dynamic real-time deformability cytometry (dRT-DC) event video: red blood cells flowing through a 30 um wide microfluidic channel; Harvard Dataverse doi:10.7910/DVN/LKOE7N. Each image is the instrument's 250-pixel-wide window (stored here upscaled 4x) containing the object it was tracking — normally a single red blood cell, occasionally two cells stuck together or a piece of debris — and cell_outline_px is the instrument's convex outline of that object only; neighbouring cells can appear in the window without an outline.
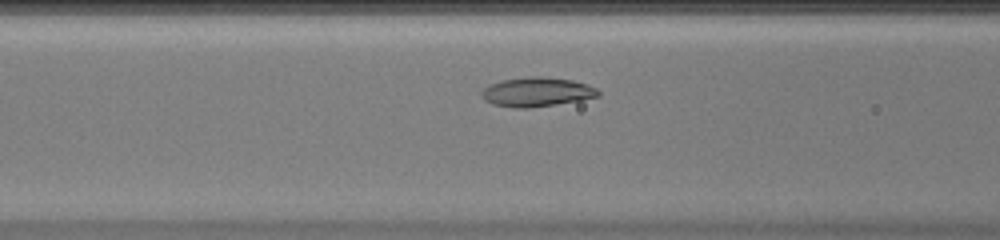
{"species": "common noctule bat (a hibernating species)", "species_latin": "Nyctalus noctula", "temperature_condition": "warm", "stored_images_in_passage": 40, "camera_frame_rate_fps": 3000, "um_per_image_px": 0.085, "animal": {"sex": "female", "body_mass_g": 20.0, "forearm_length_mm": 54.0}, "frame": {"image": 1, "passage_image": 10, "time_ms": 3.0, "image_size_px": [1000, 240], "cell_outline_px": [[600, 96], [580, 100], [556, 104], [528, 108], [512, 108], [492, 104], [484, 100], [480, 96], [480, 92], [484, 88], [500, 80], [528, 76], [540, 76], [572, 80], [588, 84], [596, 88], [600, 92]], "centroid_in_image_um": [45.6, 7.82], "position_along_channel_um": 121.0, "area_um2": 20.06}}
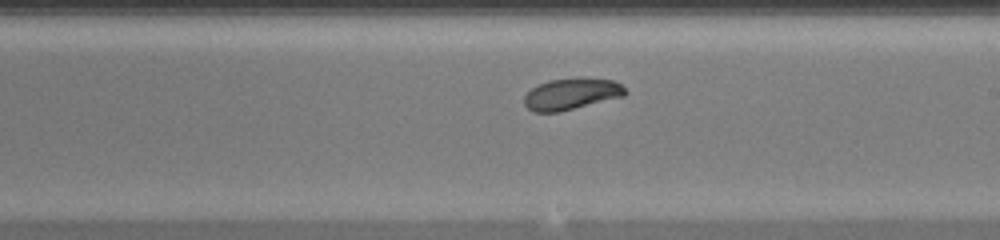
{"frame": {"image": 2, "passage_image": 19, "time_ms": 6.0, "image_size_px": [1000, 240], "cell_outline_px": [[628, 92], [624, 96], [556, 112], [532, 112], [524, 104], [524, 96], [532, 88], [548, 80], [612, 80], [620, 84]], "centroid_in_image_um": [48.53, 8.02], "position_along_channel_um": 240.5, "area_um2": 17.63}}
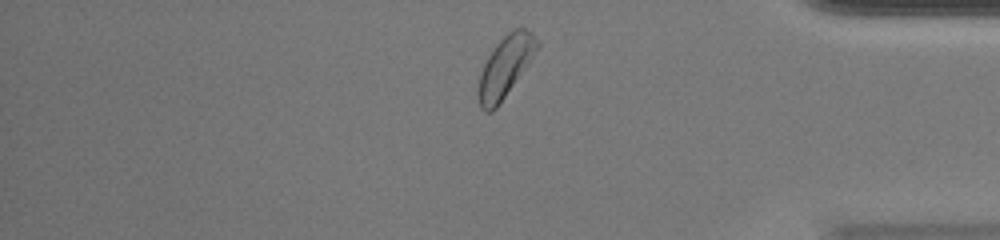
{"frame": {"image": 3, "passage_image": 32, "time_ms": 10.333, "image_size_px": [1000, 240], "cell_outline_px": [[540, 44], [528, 64], [496, 108], [492, 112], [484, 112], [480, 108], [480, 72], [488, 56], [496, 44], [508, 32], [516, 28], [524, 28], [532, 32]], "centroid_in_image_um": [42.97, 5.64], "position_along_channel_um": 392.2, "area_um2": 20.23}, "authors_computed_cell_mechanics": {"area_um2": 19.4786, "velocity_mm_per_s": 3.9909, "shape_relaxation_time_tau1_ms": 1.3387, "shape_relaxation_time_tau2_ms": null, "deformation_change_tau1": 0.1167, "deformation_change_tau2": null}}